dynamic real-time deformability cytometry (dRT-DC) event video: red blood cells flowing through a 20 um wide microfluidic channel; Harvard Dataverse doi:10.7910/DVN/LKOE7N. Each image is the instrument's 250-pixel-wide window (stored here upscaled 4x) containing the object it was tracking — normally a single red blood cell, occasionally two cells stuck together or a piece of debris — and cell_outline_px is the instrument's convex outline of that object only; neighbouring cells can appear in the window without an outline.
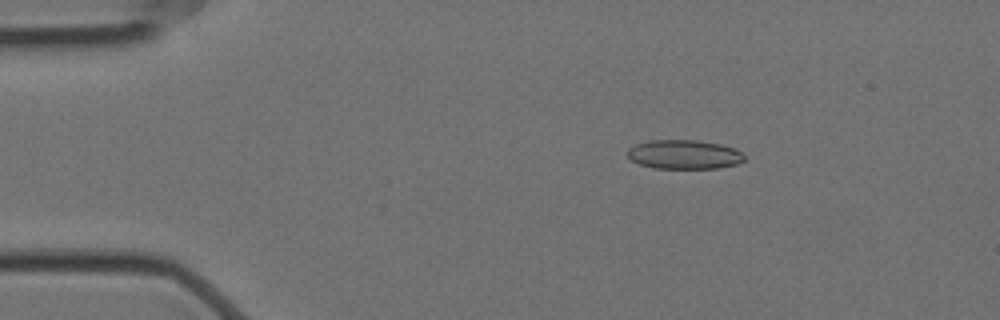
{"species": "Egyptian fruit bat (a non-hibernating species)", "species_latin": "Rousettus aegyptiacus", "temperature_condition": "cold", "stored_images_in_passage": 58, "camera_frame_rate_fps": 3000, "um_per_image_px": 0.085, "animal": {"sex": "female"}, "frame": {"image": 1, "passage_image": 10, "time_ms": 3.0, "image_size_px": [1000, 320], "cell_outline_px": [[744, 160], [736, 164], [720, 168], [652, 168], [640, 164], [632, 160], [628, 156], [628, 148], [636, 144], [652, 140], [696, 140], [720, 144], [736, 148], [744, 156]], "centroid_in_image_um": [58.16, 13.13], "position_along_channel_um": 26.8, "area_um2": 19.77}}
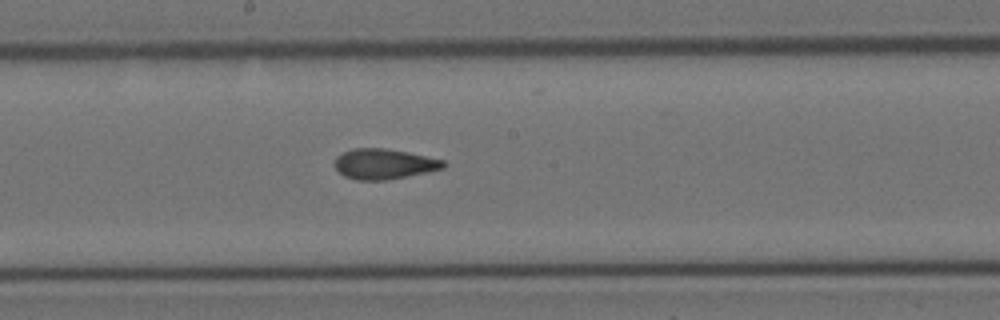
{"frame": {"image": 2, "passage_image": 31, "time_ms": 10.0, "image_size_px": [1000, 320], "cell_outline_px": [[444, 168], [428, 172], [384, 180], [356, 180], [344, 176], [332, 164], [336, 156], [352, 148], [384, 148], [408, 152], [444, 160]], "centroid_in_image_um": [32.6, 13.93], "position_along_channel_um": 215.6, "area_um2": 19.19}}
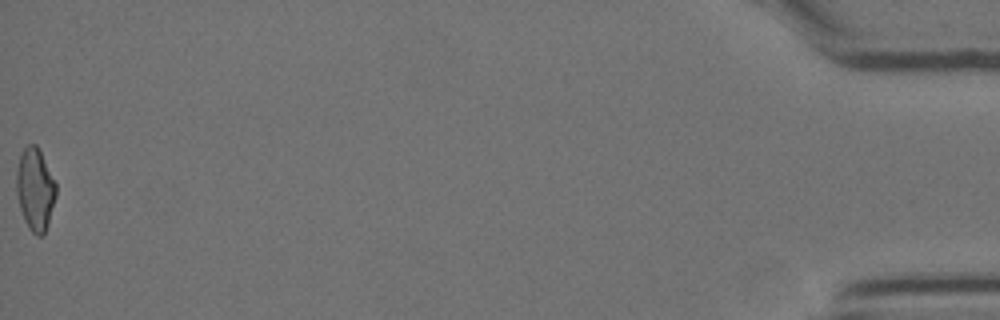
{"frame": {"image": 3, "passage_image": 58, "time_ms": 19.0, "image_size_px": [1000, 320], "cell_outline_px": [[56, 196], [48, 224], [44, 236], [36, 236], [28, 228], [24, 220], [20, 208], [16, 192], [16, 172], [20, 156], [24, 148], [28, 144], [36, 144], [56, 184]], "centroid_in_image_um": [2.98, 16.14], "position_along_channel_um": 432.2, "area_um2": 18.9}, "authors_computed_cell_mechanics": {"area_um2": 19.5075, "velocity_mm_per_s": 3.5335, "shape_relaxation_time_tau1_ms": 7.1018, "shape_relaxation_time_tau2_ms": 2.5176, "deformation_change_tau1": 0.1846, "deformation_change_tau2": 0.105}}